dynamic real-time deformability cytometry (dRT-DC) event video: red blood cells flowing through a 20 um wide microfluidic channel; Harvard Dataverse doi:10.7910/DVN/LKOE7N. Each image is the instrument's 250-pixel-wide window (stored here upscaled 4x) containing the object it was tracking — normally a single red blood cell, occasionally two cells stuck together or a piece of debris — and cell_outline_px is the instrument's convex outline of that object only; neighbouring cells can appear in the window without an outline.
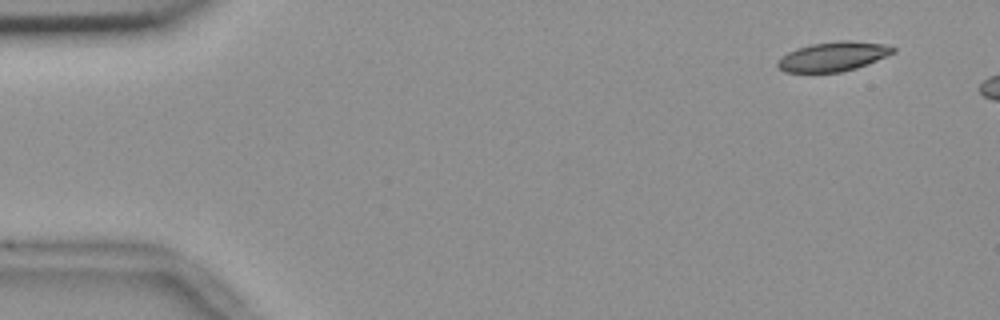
{"species": "common noctule bat (a hibernating species)", "species_latin": "Nyctalus noctula", "temperature_condition": "room temperature", "stored_images_in_passage": 3, "camera_frame_rate_fps": 3000, "um_per_image_px": 0.085, "animal": {"sex": "female", "body_mass_g": 18.4}, "frame": {"image": 1, "passage_image": 1, "time_ms": 0.0, "image_size_px": [1000, 320], "cell_outline_px": [[896, 52], [868, 64], [856, 68], [840, 72], [784, 72], [776, 64], [780, 56], [796, 48], [812, 44], [840, 40], [852, 40], [884, 44], [896, 48]], "centroid_in_image_um": [70.82, 4.79], "position_along_channel_um": 14.2, "area_um2": 19.88}}